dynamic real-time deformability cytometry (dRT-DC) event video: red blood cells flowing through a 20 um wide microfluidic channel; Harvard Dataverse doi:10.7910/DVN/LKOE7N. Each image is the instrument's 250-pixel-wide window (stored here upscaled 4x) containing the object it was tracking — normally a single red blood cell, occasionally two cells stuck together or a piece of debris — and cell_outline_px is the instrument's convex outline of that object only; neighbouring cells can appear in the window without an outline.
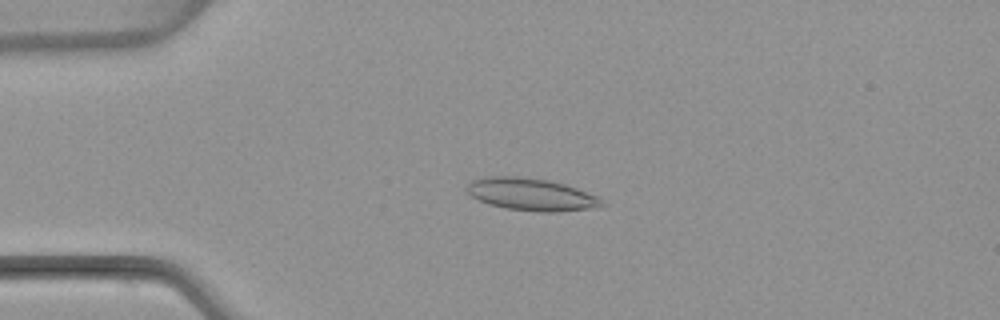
{"species": "common noctule bat (a hibernating species)", "species_latin": "Nyctalus noctula", "temperature_condition": "warm", "stored_images_in_passage": 3, "camera_frame_rate_fps": 3000, "um_per_image_px": 0.085, "animal": {"sex": "female", "body_mass_g": 22.7, "forearm_length_mm": 54.2}, "frame": {"image": 1, "passage_image": 3, "time_ms": 2.667, "image_size_px": [1000, 320], "cell_outline_px": [[608, 204], [592, 208], [556, 212], [540, 212], [504, 208], [488, 204], [472, 196], [464, 188], [472, 180], [484, 176], [516, 176], [548, 180], [564, 184], [576, 188], [596, 196], [604, 200]], "centroid_in_image_um": [45.14, 16.52], "position_along_channel_um": 39.9, "area_um2": 25.49}}